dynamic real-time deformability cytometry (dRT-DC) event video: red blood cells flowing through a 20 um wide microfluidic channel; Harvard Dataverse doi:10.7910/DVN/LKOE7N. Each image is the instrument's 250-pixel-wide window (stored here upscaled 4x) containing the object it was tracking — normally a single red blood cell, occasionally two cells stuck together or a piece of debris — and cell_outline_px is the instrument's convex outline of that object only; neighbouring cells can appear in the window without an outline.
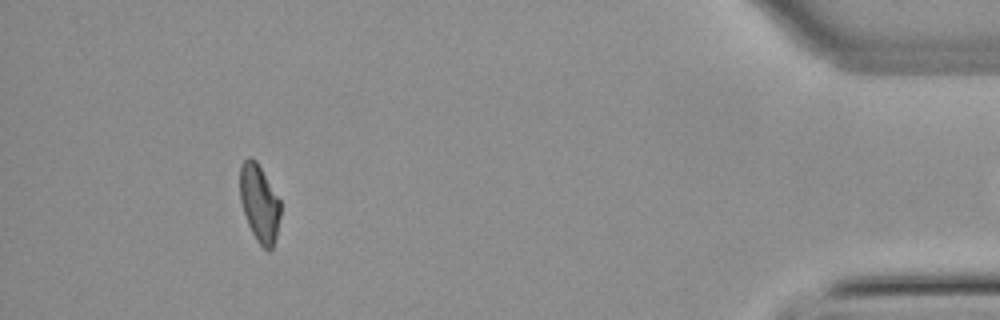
{"species": "common noctule bat (a hibernating species)", "species_latin": "Nyctalus noctula", "temperature_condition": "warm", "stored_images_in_passage": 49, "camera_frame_rate_fps": 3000, "um_per_image_px": 0.085, "animal": {"sex": "male", "body_mass_g": 21.5, "forearm_length_mm": 52.0}, "frame": {"image": 1, "passage_image": 48, "time_ms": 15.667, "image_size_px": [1000, 320], "cell_outline_px": [[280, 216], [276, 236], [272, 248], [268, 252], [256, 240], [248, 224], [240, 200], [240, 164], [248, 156], [252, 156], [256, 160], [280, 200]], "centroid_in_image_um": [22.04, 17.25], "position_along_channel_um": 413.2, "area_um2": 18.21}}